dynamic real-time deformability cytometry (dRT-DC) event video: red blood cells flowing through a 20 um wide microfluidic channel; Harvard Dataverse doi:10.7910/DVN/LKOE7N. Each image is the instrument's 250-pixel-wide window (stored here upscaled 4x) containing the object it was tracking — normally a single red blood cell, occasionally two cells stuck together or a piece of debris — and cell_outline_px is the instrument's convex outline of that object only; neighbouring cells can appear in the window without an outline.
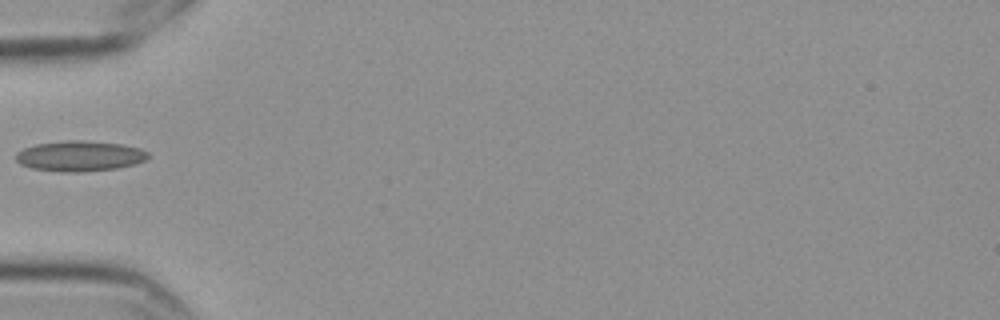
{"species": "Egyptian fruit bat (a non-hibernating species)", "species_latin": "Rousettus aegyptiacus", "temperature_condition": "cold", "stored_images_in_passage": 2, "camera_frame_rate_fps": 3000, "um_per_image_px": 0.085, "frame": {"image": 1, "passage_image": 2, "time_ms": 0.333, "image_size_px": [1000, 320], "cell_outline_px": [[148, 156], [144, 160], [132, 164], [116, 168], [76, 172], [64, 172], [32, 168], [20, 164], [16, 160], [16, 152], [24, 148], [36, 144], [64, 140], [84, 140], [120, 144], [140, 148], [148, 152]], "centroid_in_image_um": [6.74, 13.25], "position_along_channel_um": 78.3, "area_um2": 23.24}}